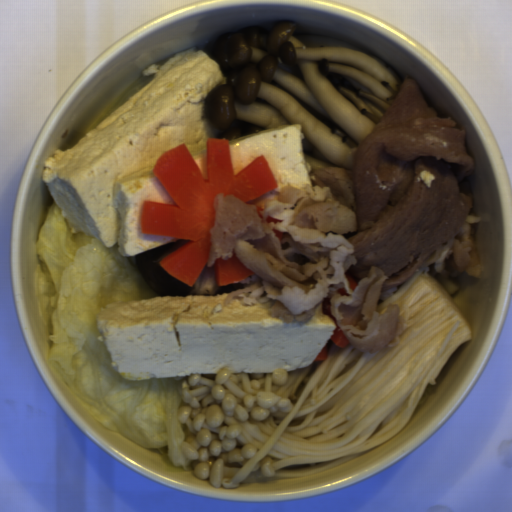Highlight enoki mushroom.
<instances>
[{"instance_id": "1", "label": "enoki mushroom", "mask_w": 512, "mask_h": 512, "mask_svg": "<svg viewBox=\"0 0 512 512\" xmlns=\"http://www.w3.org/2000/svg\"><path fill=\"white\" fill-rule=\"evenodd\" d=\"M407 324L373 354L331 339L325 361L273 372L185 374L179 448L216 488L305 477L345 464L405 429L446 361L473 338L470 321L432 275L406 280L376 307Z\"/></svg>"}]
</instances>
